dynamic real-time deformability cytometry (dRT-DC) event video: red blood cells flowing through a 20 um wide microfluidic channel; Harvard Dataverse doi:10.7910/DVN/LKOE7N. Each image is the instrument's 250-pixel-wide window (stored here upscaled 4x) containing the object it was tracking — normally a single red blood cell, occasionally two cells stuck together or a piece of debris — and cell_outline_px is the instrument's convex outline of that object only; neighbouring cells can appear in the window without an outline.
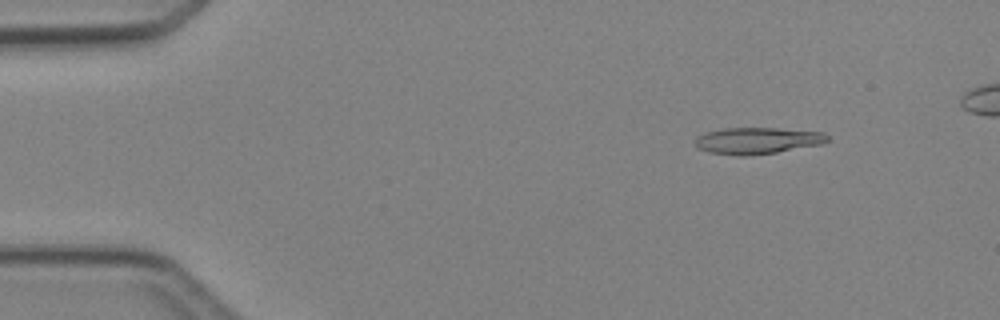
{"species": "Egyptian fruit bat (a non-hibernating species)", "species_latin": "Rousettus aegyptiacus", "temperature_condition": "cold", "stored_images_in_passage": 5, "camera_frame_rate_fps": 3000, "um_per_image_px": 0.085, "animal": {"sex": "female"}, "frame": {"image": 1, "passage_image": 2, "time_ms": 1.333, "image_size_px": [1000, 320], "cell_outline_px": [[828, 140], [820, 144], [776, 152], [740, 156], [736, 156], [708, 152], [700, 148], [696, 144], [696, 136], [704, 132], [724, 128], [776, 128], [824, 132], [828, 136]], "centroid_in_image_um": [64.34, 11.94], "position_along_channel_um": 20.7, "area_um2": 20.29}}